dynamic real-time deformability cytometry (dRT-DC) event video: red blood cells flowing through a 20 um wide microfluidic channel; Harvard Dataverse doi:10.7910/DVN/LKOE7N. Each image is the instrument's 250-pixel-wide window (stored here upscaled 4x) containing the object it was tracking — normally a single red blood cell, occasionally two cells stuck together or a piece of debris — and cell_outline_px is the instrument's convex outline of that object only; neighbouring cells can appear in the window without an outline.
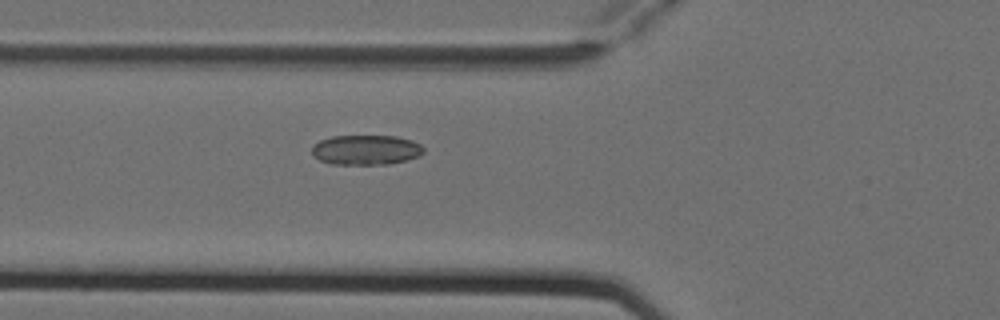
{"species": "Egyptian fruit bat (a non-hibernating species)", "species_latin": "Rousettus aegyptiacus", "temperature_condition": "cold", "stored_images_in_passage": 6, "camera_frame_rate_fps": 3000, "um_per_image_px": 0.085, "animal": {"sex": "female"}, "frame": {"image": 1, "passage_image": 6, "time_ms": 1.667, "image_size_px": [1000, 320], "cell_outline_px": [[424, 152], [420, 156], [388, 164], [332, 164], [320, 160], [312, 156], [312, 144], [320, 140], [332, 136], [396, 136], [412, 140], [420, 144], [424, 148]], "centroid_in_image_um": [31.09, 12.73], "position_along_channel_um": 94.7, "area_um2": 19.54}}